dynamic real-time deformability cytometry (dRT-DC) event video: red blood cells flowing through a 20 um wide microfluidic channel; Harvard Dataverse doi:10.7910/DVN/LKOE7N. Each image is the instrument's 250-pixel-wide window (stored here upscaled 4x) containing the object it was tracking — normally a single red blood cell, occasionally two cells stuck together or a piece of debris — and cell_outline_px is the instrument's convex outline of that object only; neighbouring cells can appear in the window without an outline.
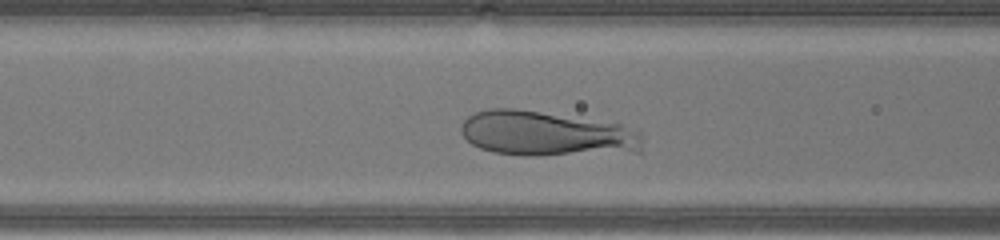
{"species": "human", "species_latin": "Homo sapiens", "temperature_condition": "warm", "stored_images_in_passage": 30, "camera_frame_rate_fps": 3000, "um_per_image_px": 0.085, "donor": {"sex": "male"}, "frame": {"image": 1, "passage_image": 11, "time_ms": 3.333, "image_size_px": [1000, 240], "cell_outline_px": [[644, 136], [640, 152], [536, 156], [520, 156], [496, 152], [480, 148], [472, 144], [460, 132], [460, 128], [464, 120], [472, 112], [488, 108], [512, 108], [540, 112], [620, 124], [640, 128]], "centroid_in_image_um": [46.5, 11.38], "position_along_channel_um": 120.1, "area_um2": 48.15}}
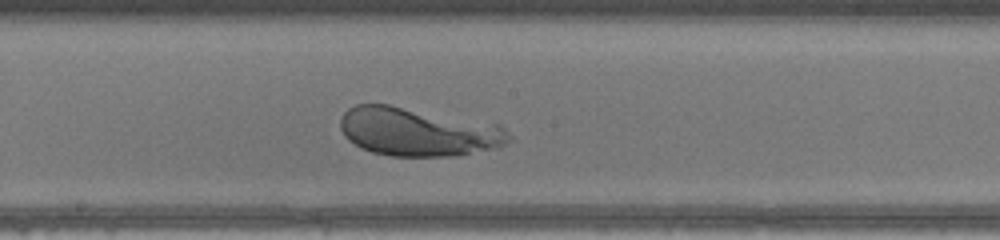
{"frame": {"image": 2, "passage_image": 17, "time_ms": 5.333, "image_size_px": [1000, 240], "cell_outline_px": [[512, 140], [500, 148], [452, 156], [392, 156], [372, 152], [360, 148], [348, 140], [344, 136], [340, 128], [340, 120], [344, 112], [348, 108], [356, 104], [388, 104], [500, 124], [512, 136]], "centroid_in_image_um": [35.56, 11.21], "position_along_channel_um": 212.6, "area_um2": 48.15}}
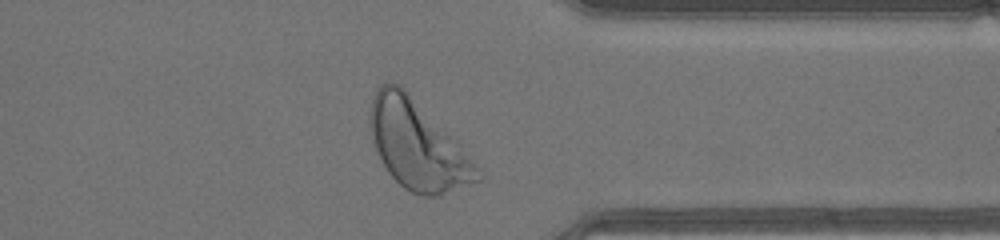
{"frame": {"image": 3, "passage_image": 28, "time_ms": 9.0, "image_size_px": [1000, 240], "cell_outline_px": [[484, 176], [480, 180], [436, 196], [420, 196], [404, 188], [388, 172], [372, 140], [368, 124], [368, 112], [372, 96], [376, 88], [380, 84], [392, 80], [400, 84], [460, 144], [480, 168]], "centroid_in_image_um": [35.45, 12.29], "position_along_channel_um": 375.9, "area_um2": 55.49}}